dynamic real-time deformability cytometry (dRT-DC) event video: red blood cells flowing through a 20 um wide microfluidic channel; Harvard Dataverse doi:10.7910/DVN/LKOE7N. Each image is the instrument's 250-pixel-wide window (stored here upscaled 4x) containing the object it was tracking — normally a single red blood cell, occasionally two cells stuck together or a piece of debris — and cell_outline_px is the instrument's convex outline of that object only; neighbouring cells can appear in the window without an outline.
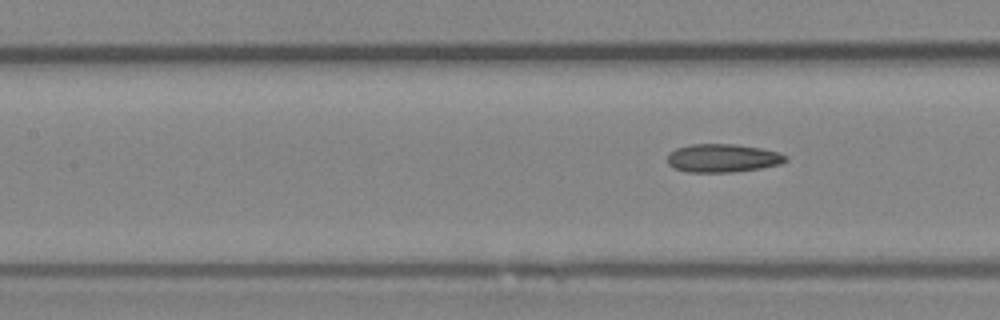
{"species": "Egyptian fruit bat (a non-hibernating species)", "species_latin": "Rousettus aegyptiacus", "temperature_condition": "room temperature", "stored_images_in_passage": 6, "camera_frame_rate_fps": 3000, "um_per_image_px": 0.085, "animal": {"sex": "female"}, "frame": {"image": 1, "passage_image": 6, "time_ms": 1.667, "image_size_px": [1000, 320], "cell_outline_px": [[788, 160], [780, 164], [760, 168], [732, 172], [688, 172], [672, 168], [668, 164], [668, 152], [676, 148], [692, 144], [736, 144], [760, 148], [780, 152], [788, 156]], "centroid_in_image_um": [61.43, 13.44], "position_along_channel_um": 146.0, "area_um2": 19.65}}